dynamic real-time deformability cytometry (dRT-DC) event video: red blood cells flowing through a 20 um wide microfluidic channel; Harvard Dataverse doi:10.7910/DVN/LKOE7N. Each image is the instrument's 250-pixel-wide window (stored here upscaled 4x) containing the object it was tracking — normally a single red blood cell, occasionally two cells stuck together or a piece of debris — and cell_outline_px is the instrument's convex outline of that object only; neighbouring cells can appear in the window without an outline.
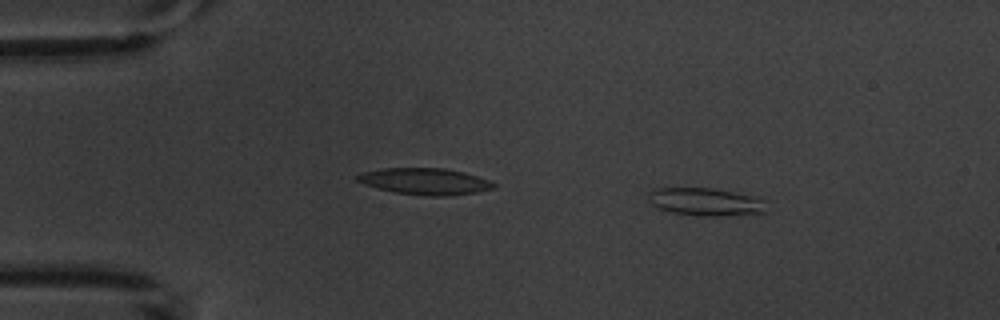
{"species": "common noctule bat (a hibernating species)", "species_latin": "Nyctalus noctula", "temperature_condition": "warm", "stored_images_in_passage": 4, "camera_frame_rate_fps": 3000, "um_per_image_px": 0.085, "animal": {"sex": "male", "body_mass_g": 20.1, "forearm_length_mm": 53.5}, "frame": {"image": 1, "passage_image": 2, "time_ms": 1.333, "image_size_px": [1000, 320], "cell_outline_px": [[768, 200], [764, 212], [724, 216], [696, 216], [672, 212], [656, 208], [652, 204], [648, 196], [648, 192], [652, 188], [712, 188], [756, 196]], "centroid_in_image_um": [59.99, 17.15], "position_along_channel_um": 25.0, "area_um2": 19.42}}